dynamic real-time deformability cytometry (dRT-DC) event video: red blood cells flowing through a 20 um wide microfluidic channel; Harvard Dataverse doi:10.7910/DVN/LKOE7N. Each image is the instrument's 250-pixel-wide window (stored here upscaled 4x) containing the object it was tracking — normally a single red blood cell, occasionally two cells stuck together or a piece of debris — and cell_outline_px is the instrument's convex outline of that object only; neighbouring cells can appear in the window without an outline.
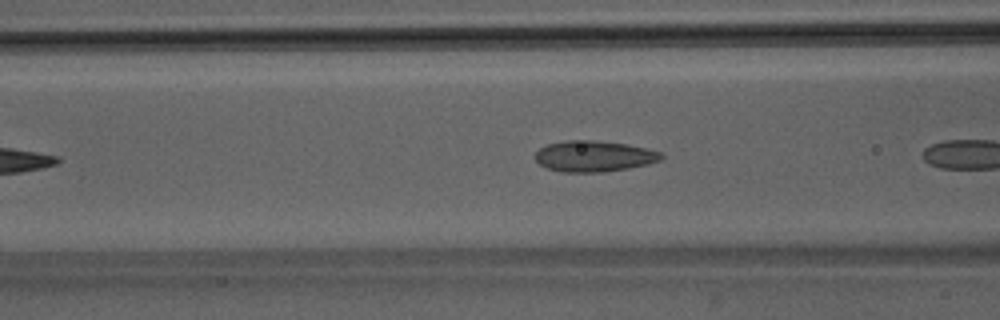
{"species": "Egyptian fruit bat (a non-hibernating species)", "species_latin": "Rousettus aegyptiacus", "temperature_condition": "room temperature", "stored_images_in_passage": 8, "camera_frame_rate_fps": 3000, "um_per_image_px": 0.085, "animal": {"sex": "male"}, "frame": {"image": 1, "passage_image": 6, "time_ms": 1.667, "image_size_px": [1000, 320], "cell_outline_px": [[664, 156], [660, 160], [648, 164], [628, 168], [604, 172], [560, 172], [548, 168], [540, 164], [536, 160], [536, 152], [540, 148], [548, 144], [564, 140], [596, 140], [624, 144], [644, 148], [660, 152]], "centroid_in_image_um": [50.47, 13.28], "position_along_channel_um": 116.1, "area_um2": 22.6}}